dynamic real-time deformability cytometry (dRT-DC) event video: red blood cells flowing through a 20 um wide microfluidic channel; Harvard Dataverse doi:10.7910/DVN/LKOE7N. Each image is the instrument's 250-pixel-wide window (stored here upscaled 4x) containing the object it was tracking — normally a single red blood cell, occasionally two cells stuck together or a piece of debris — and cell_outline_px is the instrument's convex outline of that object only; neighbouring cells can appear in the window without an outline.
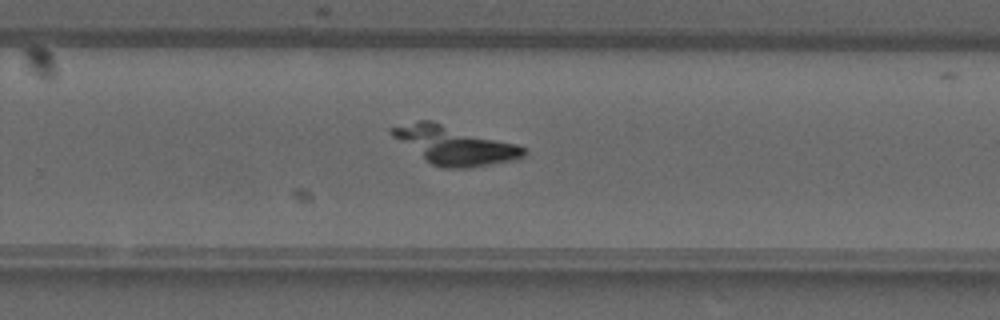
{"species": "common noctule bat (a hibernating species)", "species_latin": "Nyctalus noctula", "temperature_condition": "warm", "stored_images_in_passage": 31, "camera_frame_rate_fps": 3000, "um_per_image_px": 0.085, "animal": {"sex": "male", "forearm_length_mm": 52.5}, "frame": {"image": 1, "passage_image": 17, "time_ms": 5.333, "image_size_px": [1000, 320], "cell_outline_px": [[528, 152], [524, 156], [512, 160], [492, 164], [468, 168], [444, 168], [432, 164], [392, 136], [388, 132], [388, 128], [420, 120], [432, 120], [516, 144], [528, 148]], "centroid_in_image_um": [38.64, 12.33], "position_along_channel_um": 291.2, "area_um2": 29.25}}
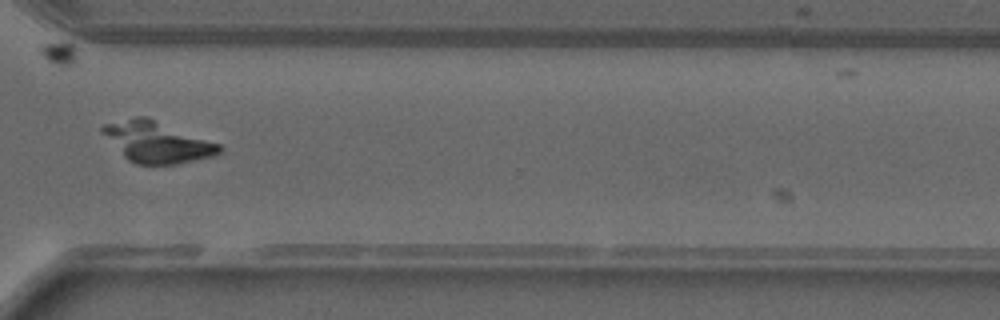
{"frame": {"image": 2, "passage_image": 21, "time_ms": 6.667, "image_size_px": [1000, 320], "cell_outline_px": [[224, 148], [220, 152], [212, 156], [176, 164], [136, 164], [128, 160], [100, 132], [100, 124], [136, 116], [148, 116], [220, 144]], "centroid_in_image_um": [13.31, 12.04], "position_along_channel_um": 357.3, "area_um2": 28.03}}
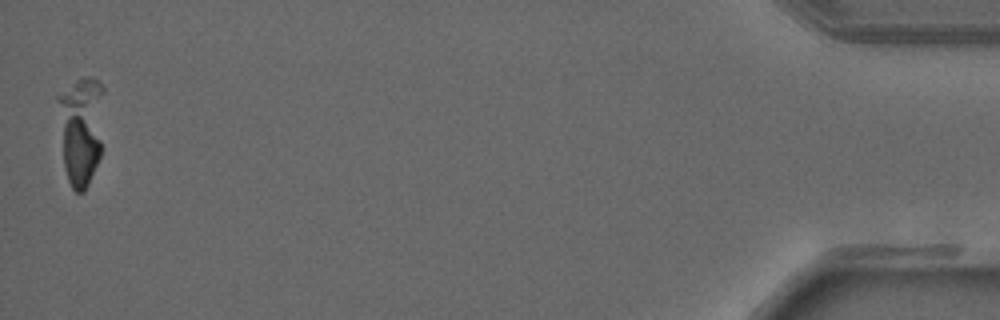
{"frame": {"image": 3, "passage_image": 31, "time_ms": 10.0, "image_size_px": [1000, 320], "cell_outline_px": [[104, 92], [100, 156], [88, 184], [84, 192], [76, 192], [72, 188], [68, 180], [64, 168], [56, 100], [56, 96], [76, 80], [84, 76], [92, 76], [100, 80], [104, 88]], "centroid_in_image_um": [6.88, 10.97], "position_along_channel_um": 428.3, "area_um2": 29.88}}